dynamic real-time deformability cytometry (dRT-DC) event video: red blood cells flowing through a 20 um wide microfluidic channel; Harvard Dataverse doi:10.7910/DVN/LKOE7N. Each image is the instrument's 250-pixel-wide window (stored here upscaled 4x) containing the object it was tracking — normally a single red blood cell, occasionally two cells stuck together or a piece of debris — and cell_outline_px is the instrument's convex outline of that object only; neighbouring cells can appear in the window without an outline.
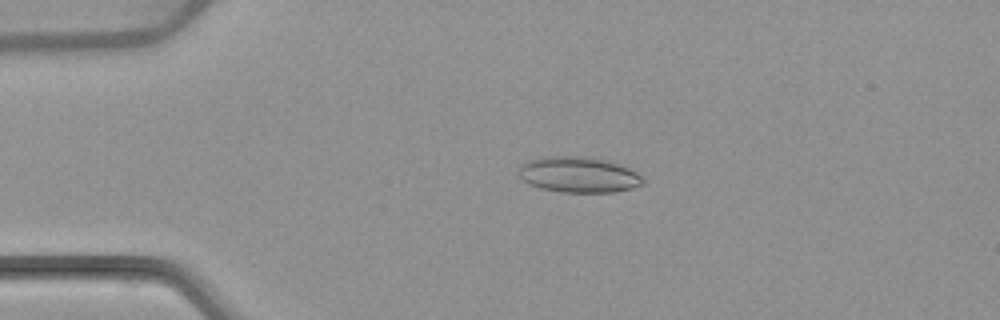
{"species": "common noctule bat (a hibernating species)", "species_latin": "Nyctalus noctula", "temperature_condition": "warm", "stored_images_in_passage": 4, "camera_frame_rate_fps": 3000, "um_per_image_px": 0.085, "animal": {"sex": "female", "body_mass_g": 22.7, "forearm_length_mm": 54.2}, "frame": {"image": 1, "passage_image": 3, "time_ms": 3.333, "image_size_px": [1000, 320], "cell_outline_px": [[644, 184], [632, 188], [616, 192], [560, 192], [540, 188], [528, 184], [516, 172], [516, 168], [520, 164], [528, 160], [540, 156], [580, 156], [604, 160], [620, 164], [644, 176]], "centroid_in_image_um": [49.14, 14.84], "position_along_channel_um": 35.9, "area_um2": 26.24}}